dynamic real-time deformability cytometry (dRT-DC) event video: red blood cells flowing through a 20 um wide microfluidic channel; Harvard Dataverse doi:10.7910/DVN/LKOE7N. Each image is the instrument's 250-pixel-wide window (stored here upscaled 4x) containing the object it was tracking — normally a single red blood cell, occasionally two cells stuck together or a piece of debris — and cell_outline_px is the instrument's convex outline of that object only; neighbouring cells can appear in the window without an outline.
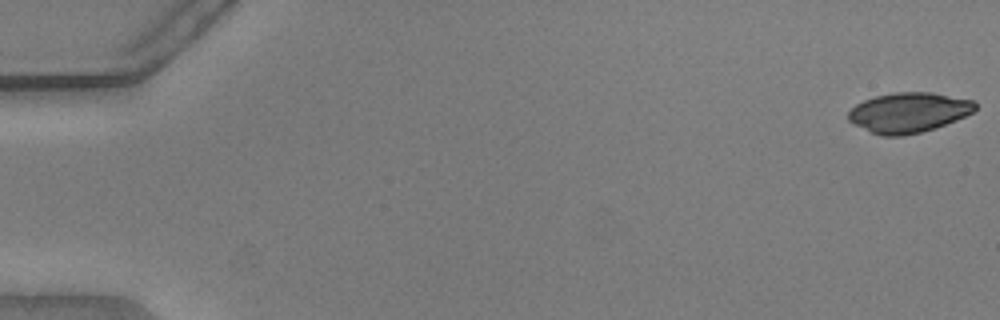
{"species": "common noctule bat (a hibernating species)", "species_latin": "Nyctalus noctula", "temperature_condition": "warm", "stored_images_in_passage": 54, "camera_frame_rate_fps": 3000, "um_per_image_px": 0.085, "animal": {"sex": "male", "body_mass_g": 20.5, "forearm_length_mm": 52.5}, "frame": {"image": 1, "passage_image": 1, "time_ms": 0.0, "image_size_px": [1000, 320], "cell_outline_px": [[976, 108], [972, 112], [956, 120], [936, 128], [904, 136], [884, 136], [872, 132], [848, 120], [848, 112], [856, 104], [864, 100], [876, 96], [892, 92], [932, 92], [972, 100], [976, 104]], "centroid_in_image_um": [77.24, 9.55], "position_along_channel_um": 7.8, "area_um2": 29.36}}
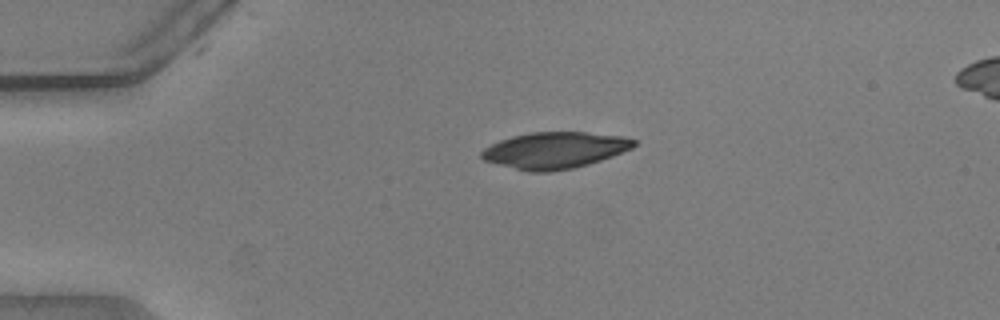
{"frame": {"image": 2, "passage_image": 13, "time_ms": 4.0, "image_size_px": [1000, 320], "cell_outline_px": [[636, 144], [632, 148], [612, 156], [588, 164], [572, 168], [552, 172], [528, 172], [484, 160], [480, 156], [480, 152], [484, 148], [500, 140], [512, 136], [532, 132], [584, 132], [624, 136], [636, 140]], "centroid_in_image_um": [47.15, 12.77], "position_along_channel_um": 37.8, "area_um2": 32.25}}
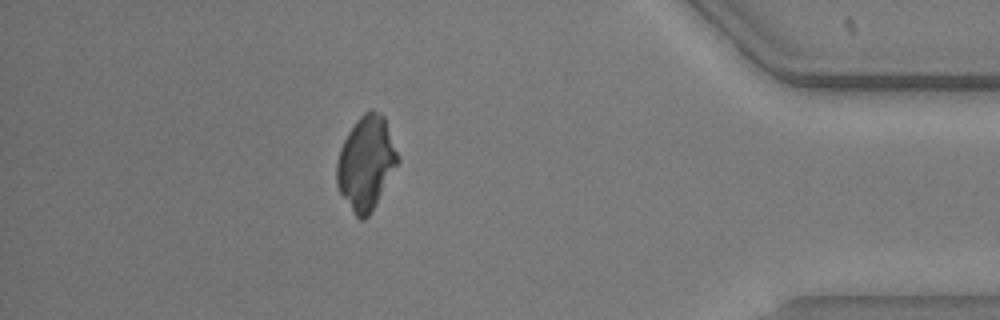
{"frame": {"image": 3, "passage_image": 48, "time_ms": 15.667, "image_size_px": [1000, 320], "cell_outline_px": [[400, 160], [368, 216], [364, 220], [360, 220], [356, 216], [340, 192], [336, 184], [336, 164], [340, 148], [348, 132], [356, 120], [364, 112], [372, 108], [384, 116]], "centroid_in_image_um": [31.1, 13.82], "position_along_channel_um": 404.1, "area_um2": 32.83}}